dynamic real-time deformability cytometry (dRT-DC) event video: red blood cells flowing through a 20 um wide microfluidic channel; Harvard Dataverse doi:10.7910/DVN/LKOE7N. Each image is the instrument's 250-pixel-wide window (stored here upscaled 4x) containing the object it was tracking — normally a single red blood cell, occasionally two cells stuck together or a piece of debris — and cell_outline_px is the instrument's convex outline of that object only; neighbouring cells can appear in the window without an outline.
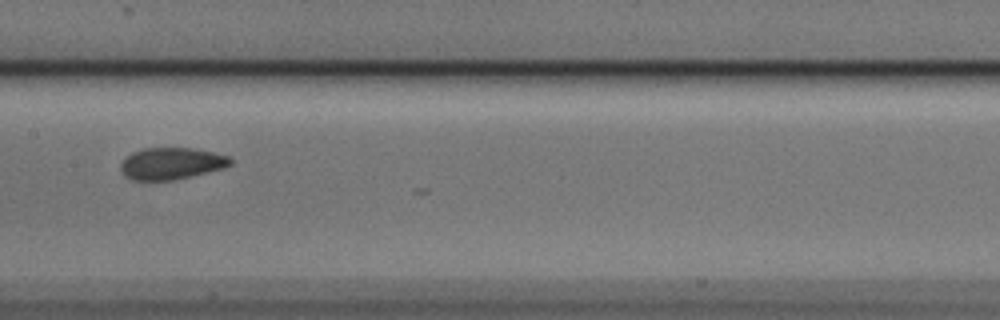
{"species": "Egyptian fruit bat (a non-hibernating species)", "species_latin": "Rousettus aegyptiacus", "temperature_condition": "cold", "stored_images_in_passage": 9, "camera_frame_rate_fps": 3000, "um_per_image_px": 0.085, "animal": {"sex": "male"}, "frame": {"image": 1, "passage_image": 7, "time_ms": 2.0, "image_size_px": [1000, 320], "cell_outline_px": [[232, 164], [224, 168], [172, 180], [132, 180], [124, 176], [120, 172], [120, 164], [132, 152], [144, 148], [192, 148], [212, 152], [228, 156], [232, 160]], "centroid_in_image_um": [14.54, 13.9], "position_along_channel_um": 192.9, "area_um2": 20.23}}
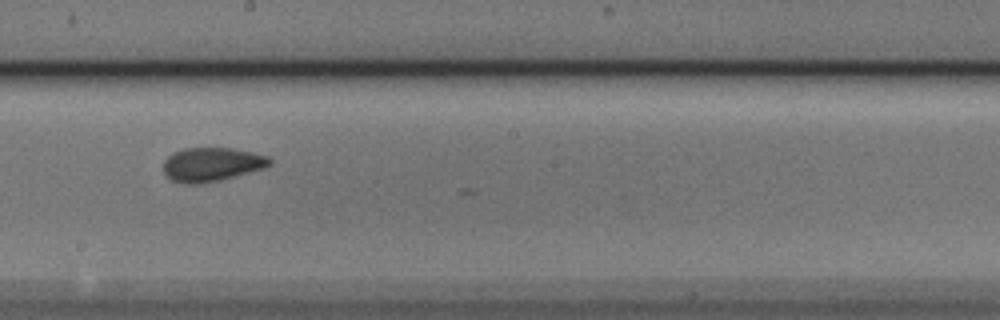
{"frame": {"image": 2, "passage_image": 8, "time_ms": 2.333, "image_size_px": [1000, 320], "cell_outline_px": [[272, 164], [264, 168], [216, 180], [196, 184], [184, 184], [172, 180], [164, 172], [164, 160], [172, 152], [184, 148], [232, 148], [252, 152], [268, 156], [272, 160]], "centroid_in_image_um": [17.98, 13.95], "position_along_channel_um": 230.2, "area_um2": 20.75}}
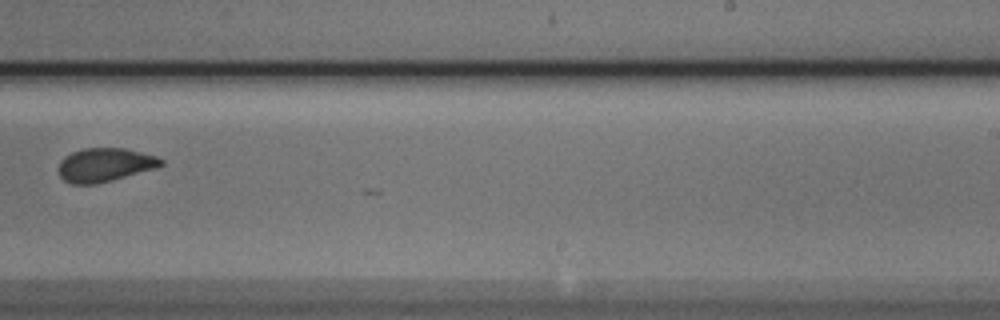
{"frame": {"image": 3, "passage_image": 9, "time_ms": 2.667, "image_size_px": [1000, 320], "cell_outline_px": [[164, 164], [156, 168], [112, 180], [96, 184], [72, 184], [64, 180], [60, 176], [60, 160], [64, 156], [72, 152], [84, 148], [124, 148], [156, 156], [164, 160]], "centroid_in_image_um": [8.92, 14.01], "position_along_channel_um": 280.1, "area_um2": 20.0}}